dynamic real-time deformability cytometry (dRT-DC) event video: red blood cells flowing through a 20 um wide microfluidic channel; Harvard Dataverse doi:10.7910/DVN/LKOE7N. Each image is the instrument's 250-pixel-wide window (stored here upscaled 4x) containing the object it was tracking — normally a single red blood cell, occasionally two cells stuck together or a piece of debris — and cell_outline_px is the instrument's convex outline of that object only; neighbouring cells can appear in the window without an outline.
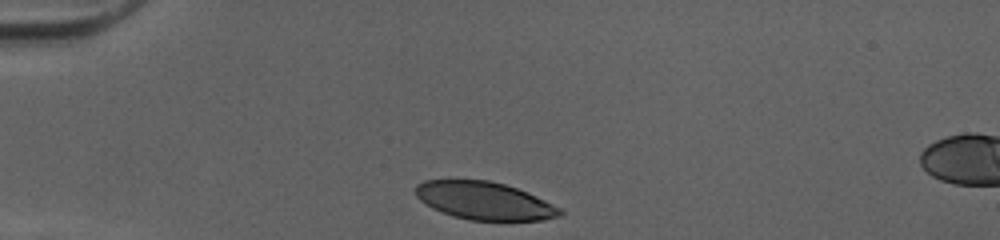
{"species": "human", "species_latin": "Homo sapiens", "temperature_condition": "cold", "stored_images_in_passage": 30, "camera_frame_rate_fps": 3000, "um_per_image_px": 0.085, "donor": {"sex": "female"}, "frame": {"image": 1, "passage_image": 1, "time_ms": 0.0, "image_size_px": [1000, 240], "cell_outline_px": [[564, 212], [560, 216], [544, 220], [512, 224], [468, 220], [452, 216], [432, 208], [420, 200], [416, 196], [416, 184], [424, 180], [488, 180], [504, 184], [528, 192], [560, 208]], "centroid_in_image_um": [41.23, 17.12], "position_along_channel_um": 43.8, "area_um2": 32.83}}
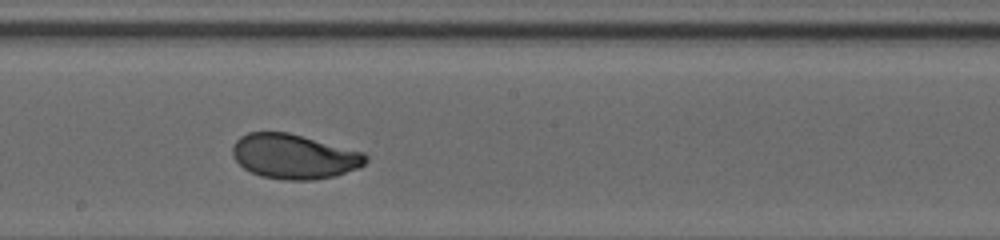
{"frame": {"image": 2, "passage_image": 17, "time_ms": 5.333, "image_size_px": [1000, 240], "cell_outline_px": [[368, 160], [360, 168], [336, 176], [312, 180], [284, 180], [260, 176], [244, 168], [232, 156], [232, 144], [240, 136], [248, 132], [288, 132], [364, 152], [368, 156]], "centroid_in_image_um": [25.01, 13.3], "position_along_channel_um": 223.2, "area_um2": 34.97}}
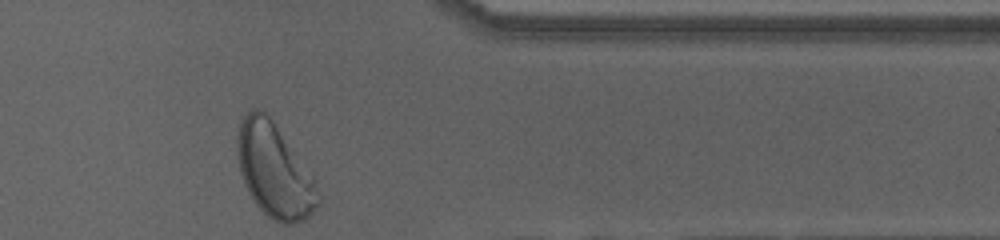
{"frame": {"image": 3, "passage_image": 30, "time_ms": 9.667, "image_size_px": [1000, 240], "cell_outline_px": [[320, 204], [304, 220], [292, 224], [284, 224], [268, 216], [256, 204], [248, 192], [244, 184], [240, 172], [236, 152], [236, 136], [240, 124], [244, 116], [252, 108], [256, 108], [264, 112], [272, 120], [312, 176], [320, 196]], "centroid_in_image_um": [23.29, 14.51], "position_along_channel_um": 388.1, "area_um2": 43.64}, "authors_computed_cell_mechanics": {"area_um2": 35.1424, "velocity_mm_per_s": 4.0259, "shape_relaxation_time_tau1_ms": 2.001, "shape_relaxation_time_tau2_ms": 0.57, "deformation_change_tau1": 0.1276, "deformation_change_tau2": 0.046}}